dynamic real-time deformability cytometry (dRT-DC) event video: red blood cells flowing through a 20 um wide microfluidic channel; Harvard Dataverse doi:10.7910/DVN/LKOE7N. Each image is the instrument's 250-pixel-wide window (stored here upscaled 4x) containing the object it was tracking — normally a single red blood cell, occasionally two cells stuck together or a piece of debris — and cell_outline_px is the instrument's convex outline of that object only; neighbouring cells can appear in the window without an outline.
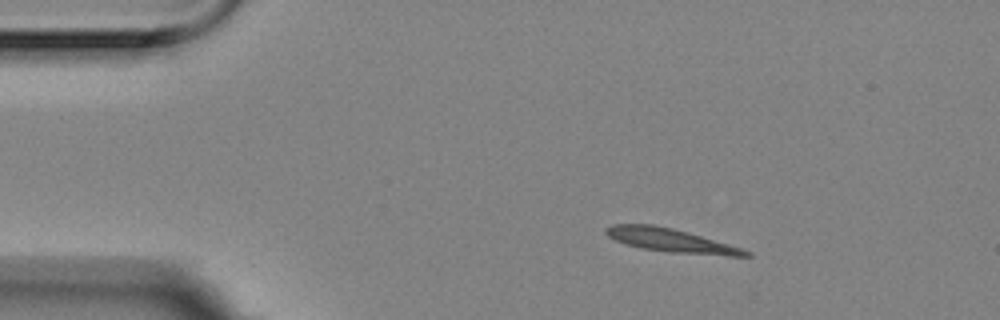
{"species": "Egyptian fruit bat (a non-hibernating species)", "species_latin": "Rousettus aegyptiacus", "temperature_condition": "room temperature", "stored_images_in_passage": 4, "segment_of_instrument_passage": [1, 2], "camera_frame_rate_fps": 3000, "um_per_image_px": 0.085, "animal": {"sex": "female"}, "frame": {"image": 1, "passage_image": 1, "time_ms": 0.0, "image_size_px": [1000, 320], "cell_outline_px": [[752, 256], [728, 256], [672, 252], [640, 248], [624, 244], [608, 236], [604, 232], [604, 228], [612, 224], [652, 224], [672, 228], [688, 232], [740, 248], [752, 252]], "centroid_in_image_um": [56.97, 20.43], "position_along_channel_um": 28.0, "area_um2": 19.02}}